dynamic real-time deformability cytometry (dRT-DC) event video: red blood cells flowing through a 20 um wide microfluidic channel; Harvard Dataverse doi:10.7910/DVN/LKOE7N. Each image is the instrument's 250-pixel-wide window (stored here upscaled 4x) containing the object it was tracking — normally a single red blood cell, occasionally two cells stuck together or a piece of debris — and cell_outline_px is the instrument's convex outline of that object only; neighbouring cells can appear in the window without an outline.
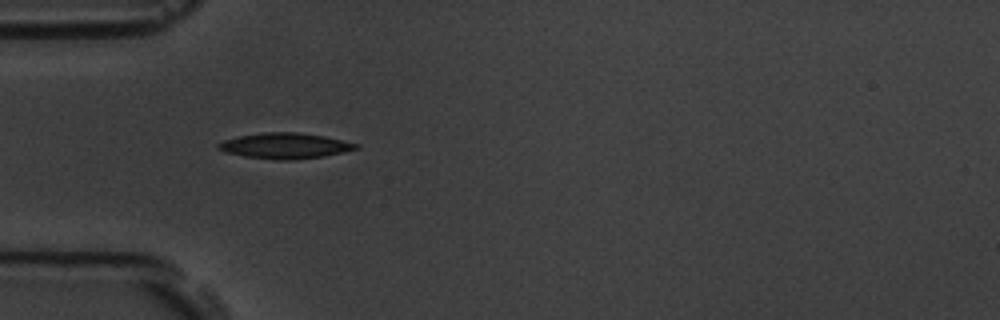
{"species": "common noctule bat (a hibernating species)", "species_latin": "Nyctalus noctula", "temperature_condition": "room temperature", "stored_images_in_passage": 3, "camera_frame_rate_fps": 3000, "um_per_image_px": 0.085, "animal": {"sex": "male", "body_mass_g": 19.5, "forearm_length_mm": 54.6}, "frame": {"image": 1, "passage_image": 2, "time_ms": 1.333, "image_size_px": [1000, 320], "cell_outline_px": [[360, 148], [324, 156], [292, 160], [276, 160], [244, 156], [224, 152], [216, 148], [216, 144], [224, 140], [240, 136], [264, 132], [296, 132], [324, 136], [360, 144]], "centroid_in_image_um": [24.21, 12.39], "position_along_channel_um": 60.8, "area_um2": 20.58}}
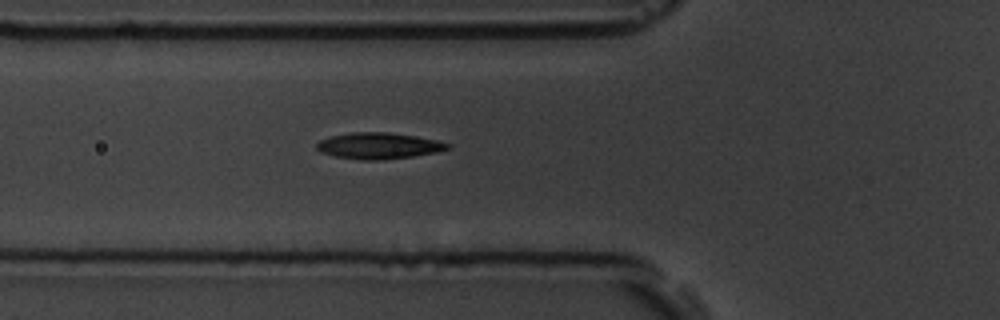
{"frame": {"image": 2, "passage_image": 3, "time_ms": 2.333, "image_size_px": [1000, 320], "cell_outline_px": [[452, 144], [448, 148], [436, 152], [412, 156], [384, 160], [360, 160], [332, 156], [320, 152], [316, 148], [316, 144], [320, 140], [332, 136], [352, 132], [388, 132], [416, 136], [436, 140]], "centroid_in_image_um": [32.15, 12.39], "position_along_channel_um": 93.6, "area_um2": 20.06}}